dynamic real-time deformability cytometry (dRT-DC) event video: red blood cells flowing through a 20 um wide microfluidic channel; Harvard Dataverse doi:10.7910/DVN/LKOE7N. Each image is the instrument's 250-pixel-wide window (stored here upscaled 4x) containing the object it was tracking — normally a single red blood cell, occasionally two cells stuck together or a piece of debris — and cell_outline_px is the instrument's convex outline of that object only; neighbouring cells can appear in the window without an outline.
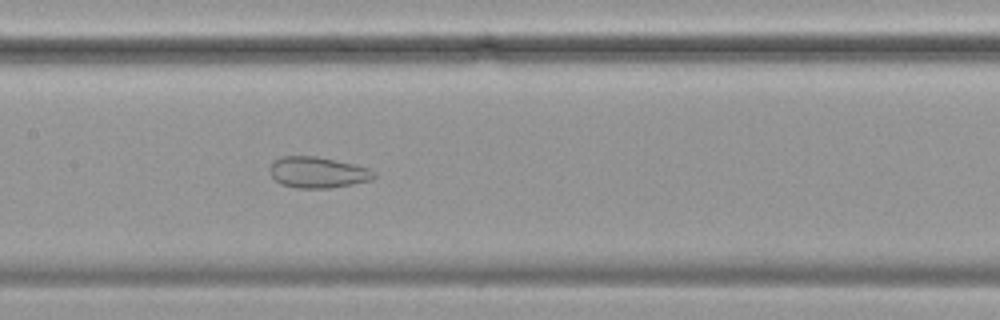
{"species": "common noctule bat (a hibernating species)", "species_latin": "Nyctalus noctula", "temperature_condition": "cold", "stored_images_in_passage": 40, "camera_frame_rate_fps": 3000, "um_per_image_px": 0.085, "animal": {"sex": "female", "body_mass_g": 19.9}, "frame": {"image": 1, "passage_image": 10, "time_ms": 3.0, "image_size_px": [1000, 320], "cell_outline_px": [[376, 176], [372, 180], [352, 184], [328, 188], [296, 188], [280, 184], [272, 176], [268, 168], [276, 160], [284, 156], [316, 156], [356, 164], [368, 168]], "centroid_in_image_um": [27.0, 14.65], "position_along_channel_um": 180.4, "area_um2": 18.79}}
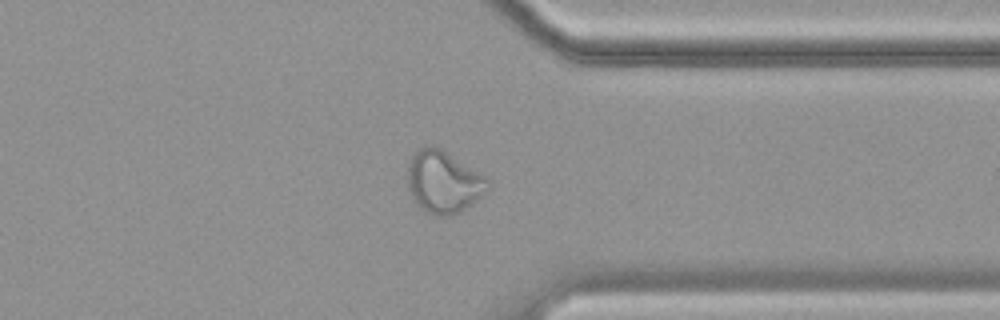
{"frame": {"image": 2, "passage_image": 27, "time_ms": 8.667, "image_size_px": [1000, 320], "cell_outline_px": [[488, 188], [472, 204], [460, 212], [448, 216], [436, 216], [420, 208], [416, 204], [408, 188], [408, 160], [416, 148], [428, 144], [432, 144], [440, 148], [484, 176], [488, 180]], "centroid_in_image_um": [37.63, 15.45], "position_along_channel_um": 373.8, "area_um2": 28.96}}
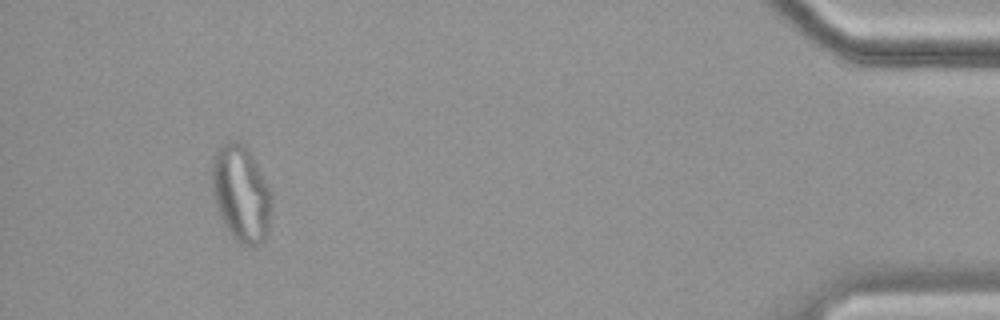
{"frame": {"image": 3, "passage_image": 36, "time_ms": 11.667, "image_size_px": [1000, 320], "cell_outline_px": [[268, 232], [264, 240], [252, 248], [240, 244], [232, 236], [224, 224], [216, 208], [212, 196], [212, 156], [228, 140], [236, 140], [244, 144], [248, 148], [268, 188]], "centroid_in_image_um": [20.42, 16.46], "position_along_channel_um": 414.8, "area_um2": 32.89}}